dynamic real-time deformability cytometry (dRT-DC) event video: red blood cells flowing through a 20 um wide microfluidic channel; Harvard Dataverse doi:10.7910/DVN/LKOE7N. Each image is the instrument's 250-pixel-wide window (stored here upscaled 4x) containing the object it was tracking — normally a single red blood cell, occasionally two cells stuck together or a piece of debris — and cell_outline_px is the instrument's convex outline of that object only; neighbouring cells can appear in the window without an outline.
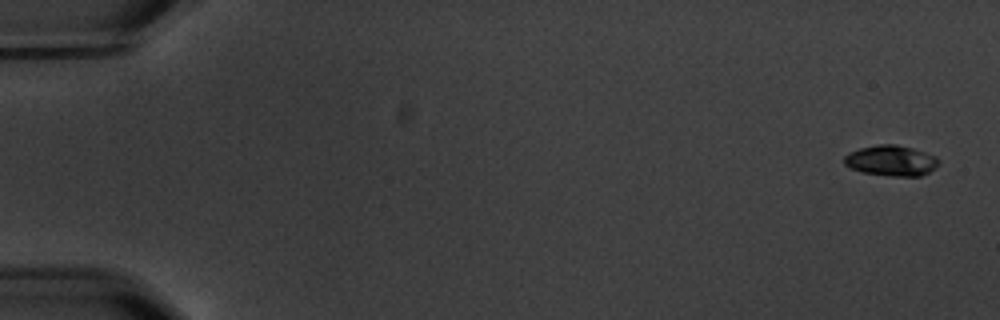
{"species": "common noctule bat (a hibernating species)", "species_latin": "Nyctalus noctula", "temperature_condition": "warm", "stored_images_in_passage": 8, "camera_frame_rate_fps": 3000, "um_per_image_px": 0.085, "animal": {"sex": "male", "body_mass_g": 20.1, "forearm_length_mm": 53.5}, "frame": {"image": 1, "passage_image": 1, "time_ms": 0.0, "image_size_px": [1000, 320], "cell_outline_px": [[940, 160], [928, 172], [920, 176], [892, 176], [860, 172], [844, 164], [844, 156], [848, 152], [860, 148], [880, 144], [896, 144], [912, 148], [936, 156]], "centroid_in_image_um": [75.71, 13.65], "position_along_channel_um": 9.3, "area_um2": 16.7}}
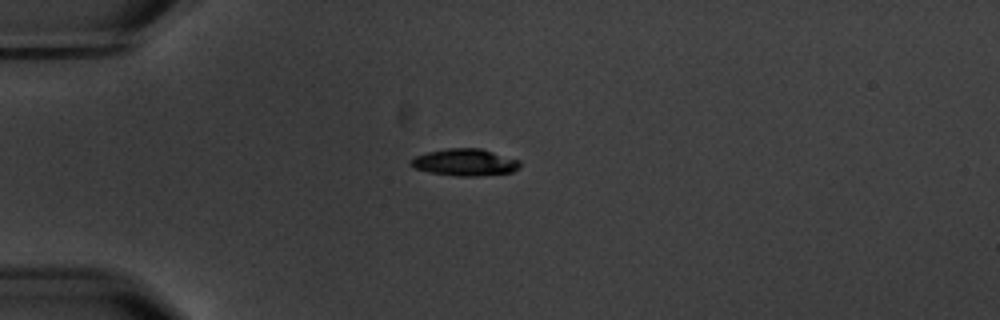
{"frame": {"image": 2, "passage_image": 5, "time_ms": 4.667, "image_size_px": [1000, 320], "cell_outline_px": [[520, 164], [512, 172], [480, 176], [456, 176], [428, 172], [416, 168], [408, 164], [416, 156], [428, 152], [448, 148], [480, 148], [520, 160]], "centroid_in_image_um": [39.51, 13.8], "position_along_channel_um": 45.5, "area_um2": 16.99}}
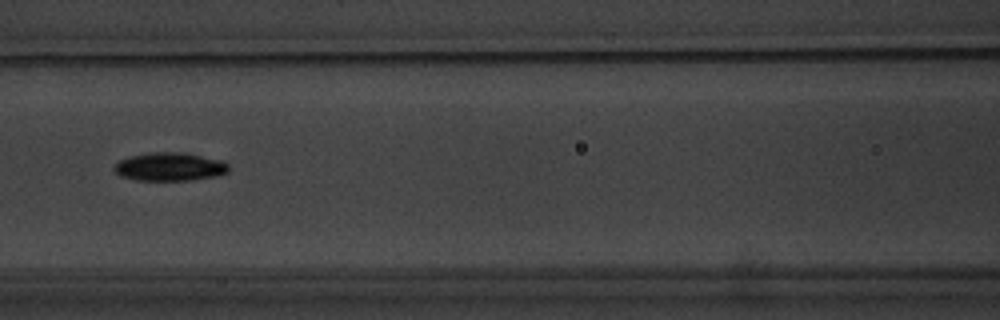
{"frame": {"image": 3, "passage_image": 8, "time_ms": 8.333, "image_size_px": [1000, 320], "cell_outline_px": [[228, 172], [216, 176], [192, 180], [136, 180], [120, 176], [112, 168], [120, 160], [128, 156], [148, 152], [184, 152], [224, 160], [228, 164]], "centroid_in_image_um": [14.43, 14.16], "position_along_channel_um": 152.2, "area_um2": 19.13}}